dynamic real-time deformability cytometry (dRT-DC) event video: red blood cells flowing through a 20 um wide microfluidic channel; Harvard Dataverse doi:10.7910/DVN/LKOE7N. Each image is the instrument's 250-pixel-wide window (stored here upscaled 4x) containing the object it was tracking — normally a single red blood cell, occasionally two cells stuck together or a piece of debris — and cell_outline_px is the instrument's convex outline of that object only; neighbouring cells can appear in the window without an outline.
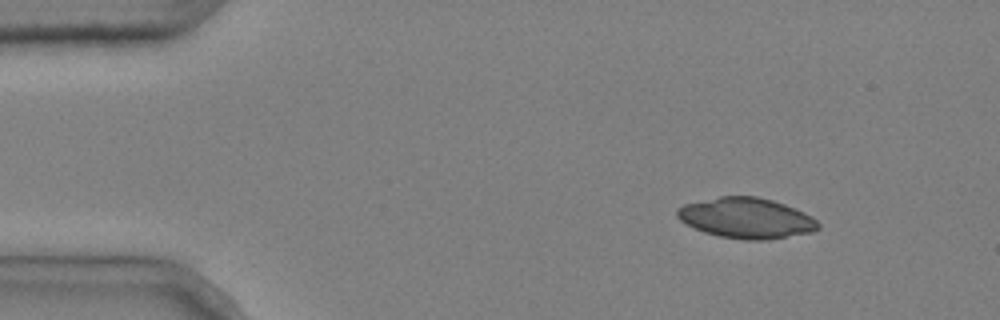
{"species": "common noctule bat (a hibernating species)", "species_latin": "Nyctalus noctula", "temperature_condition": "cold", "stored_images_in_passage": 4, "camera_frame_rate_fps": 3000, "um_per_image_px": 0.085, "animal": {"sex": "male", "body_mass_g": 20.4}, "frame": {"image": 1, "passage_image": 1, "time_ms": 0.0, "image_size_px": [1000, 320], "cell_outline_px": [[820, 228], [812, 232], [768, 240], [744, 240], [720, 236], [704, 232], [680, 220], [676, 216], [676, 208], [684, 204], [720, 196], [756, 196], [772, 200], [784, 204], [804, 212], [812, 216], [820, 224]], "centroid_in_image_um": [63.45, 18.54], "position_along_channel_um": 21.5, "area_um2": 33.29}}